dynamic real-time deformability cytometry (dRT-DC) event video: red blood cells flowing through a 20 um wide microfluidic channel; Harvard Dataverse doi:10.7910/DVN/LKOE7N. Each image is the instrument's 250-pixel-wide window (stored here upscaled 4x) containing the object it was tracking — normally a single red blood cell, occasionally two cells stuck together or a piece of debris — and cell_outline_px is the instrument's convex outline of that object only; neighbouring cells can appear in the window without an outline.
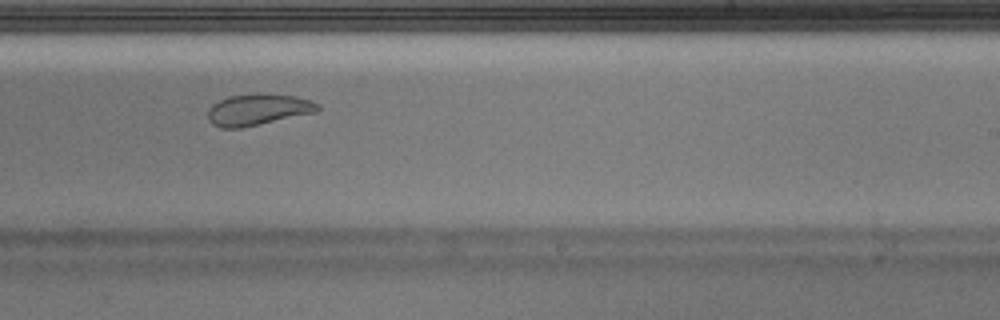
{"species": "Egyptian fruit bat (a non-hibernating species)", "species_latin": "Rousettus aegyptiacus", "temperature_condition": "warm", "stored_images_in_passage": 35, "camera_frame_rate_fps": 3000, "um_per_image_px": 0.085, "animal": {"sex": "male"}, "frame": {"image": 1, "passage_image": 16, "time_ms": 5.0, "image_size_px": [1000, 320], "cell_outline_px": [[320, 108], [316, 112], [240, 128], [220, 128], [212, 124], [208, 120], [208, 108], [212, 104], [228, 96], [260, 92], [292, 96], [312, 100], [320, 104]], "centroid_in_image_um": [21.91, 9.3], "position_along_channel_um": 267.1, "area_um2": 20.23}, "authors_computed_cell_mechanics": {"area_um2": 21.2126, "velocity_mm_per_s": 4.0169, "shape_relaxation_time_tau1_ms": null, "shape_relaxation_time_tau2_ms": 1.0499, "deformation_change_tau1": null, "deformation_change_tau2": 0.0667}}